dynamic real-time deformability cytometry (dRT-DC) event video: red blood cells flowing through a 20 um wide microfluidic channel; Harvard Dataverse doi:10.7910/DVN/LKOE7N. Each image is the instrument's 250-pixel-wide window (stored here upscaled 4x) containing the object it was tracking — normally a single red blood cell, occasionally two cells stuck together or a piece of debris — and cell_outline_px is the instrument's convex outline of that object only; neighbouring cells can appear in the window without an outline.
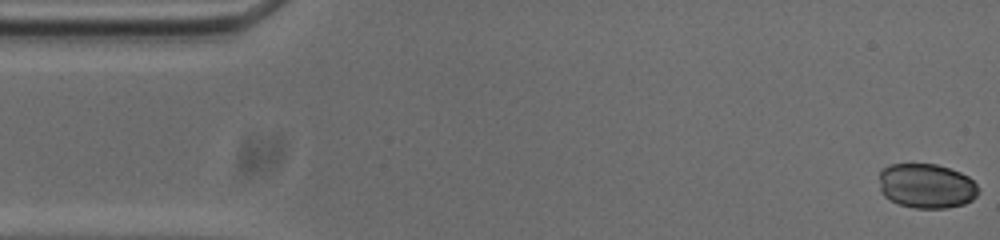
{"species": "common noctule bat (a hibernating species)", "species_latin": "Nyctalus noctula", "temperature_condition": "cold", "stored_images_in_passage": 53, "camera_frame_rate_fps": 3000, "um_per_image_px": 0.085, "animal": {"sex": "male", "body_mass_g": 20.0, "forearm_length_mm": 53.3}, "frame": {"image": 1, "passage_image": 1, "time_ms": 0.0, "image_size_px": [1000, 240], "cell_outline_px": [[980, 192], [972, 200], [964, 204], [944, 208], [916, 208], [900, 204], [884, 196], [880, 192], [880, 172], [888, 164], [936, 164], [960, 172], [968, 176], [980, 188]], "centroid_in_image_um": [78.77, 15.8], "position_along_channel_um": 6.2, "area_um2": 25.84}}
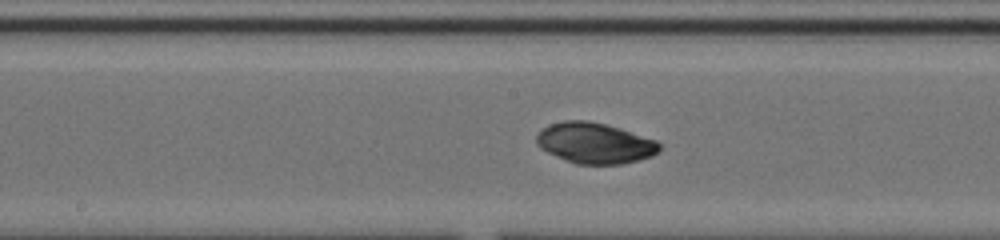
{"frame": {"image": 2, "passage_image": 26, "time_ms": 8.333, "image_size_px": [1000, 240], "cell_outline_px": [[660, 152], [652, 156], [620, 164], [576, 164], [556, 156], [540, 148], [536, 144], [536, 136], [548, 124], [564, 120], [588, 120], [620, 128], [656, 140], [660, 144]], "centroid_in_image_um": [50.55, 12.16], "position_along_channel_um": 197.6, "area_um2": 29.13}}
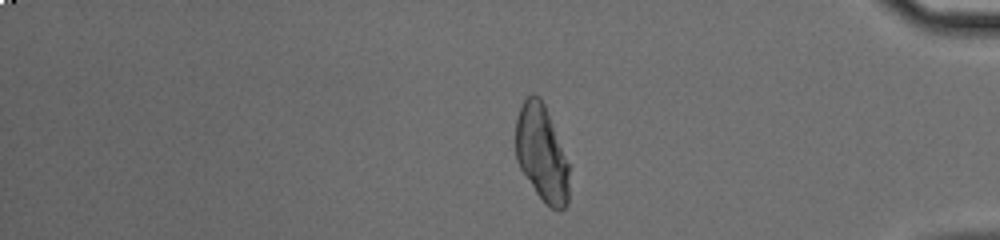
{"frame": {"image": 3, "passage_image": 44, "time_ms": 14.333, "image_size_px": [1000, 240], "cell_outline_px": [[568, 200], [564, 208], [560, 212], [552, 208], [536, 192], [520, 168], [516, 160], [516, 120], [520, 108], [524, 100], [532, 92], [540, 96], [544, 104], [568, 164]], "centroid_in_image_um": [46.02, 13.02], "position_along_channel_um": 389.2, "area_um2": 29.36}, "authors_computed_cell_mechanics": {"area_um2": 28.9578, "velocity_mm_per_s": 3.7276, "shape_relaxation_time_tau1_ms": 4.6014, "shape_relaxation_time_tau2_ms": 2.4214, "deformation_change_tau1": 0.0862, "deformation_change_tau2": 0.0197}}